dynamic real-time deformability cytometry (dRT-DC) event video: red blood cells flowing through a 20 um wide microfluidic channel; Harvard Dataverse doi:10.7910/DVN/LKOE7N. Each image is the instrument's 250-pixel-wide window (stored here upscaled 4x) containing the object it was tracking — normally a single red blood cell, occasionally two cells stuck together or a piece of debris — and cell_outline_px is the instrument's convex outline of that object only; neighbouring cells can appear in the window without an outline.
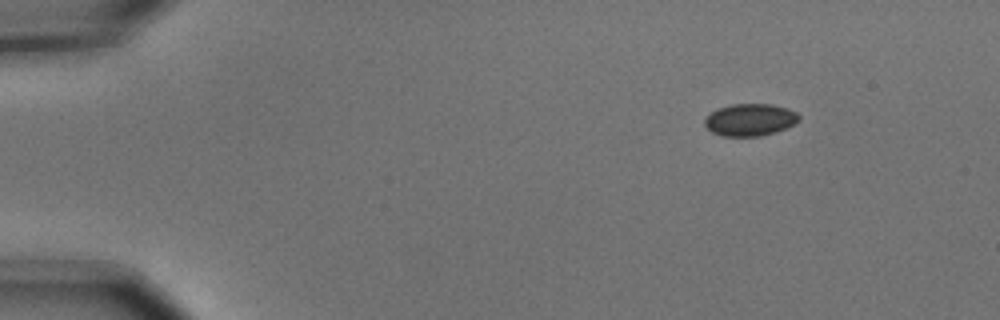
{"species": "common noctule bat (a hibernating species)", "species_latin": "Nyctalus noctula", "temperature_condition": "cold", "stored_images_in_passage": 6, "camera_frame_rate_fps": 3000, "um_per_image_px": 0.085, "animal": {"sex": "male", "body_mass_g": 15.6}, "frame": {"image": 1, "passage_image": 6, "time_ms": 1.667, "image_size_px": [1000, 320], "cell_outline_px": [[800, 120], [776, 132], [760, 136], [720, 136], [712, 132], [704, 124], [704, 120], [716, 108], [732, 104], [772, 104], [796, 112], [800, 116]], "centroid_in_image_um": [63.73, 10.18], "position_along_channel_um": 21.3, "area_um2": 17.57}}